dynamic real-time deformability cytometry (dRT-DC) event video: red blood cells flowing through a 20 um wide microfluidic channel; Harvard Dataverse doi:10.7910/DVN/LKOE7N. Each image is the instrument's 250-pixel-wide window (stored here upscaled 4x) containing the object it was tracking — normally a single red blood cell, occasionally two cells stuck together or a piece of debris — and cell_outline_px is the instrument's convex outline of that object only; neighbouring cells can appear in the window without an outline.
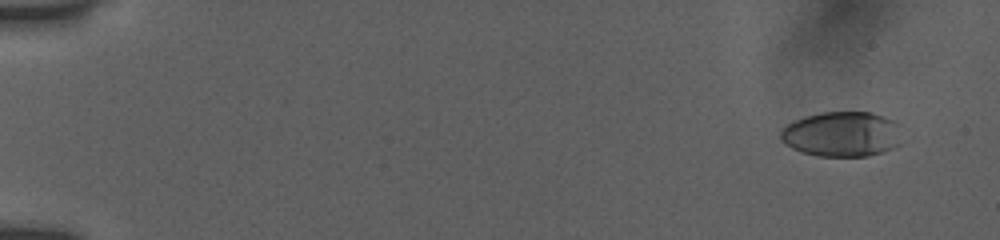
{"species": "human", "species_latin": "Homo sapiens", "temperature_condition": "room temperature", "stored_images_in_passage": 55, "camera_frame_rate_fps": 3000, "um_per_image_px": 0.085, "donor": {"sex": "female"}, "frame": {"image": 1, "passage_image": 4, "time_ms": 1.0, "image_size_px": [1000, 240], "cell_outline_px": [[900, 144], [884, 152], [868, 156], [816, 156], [800, 152], [784, 144], [780, 140], [780, 132], [788, 124], [796, 120], [820, 112], [872, 112], [896, 120], [900, 124]], "centroid_in_image_um": [71.59, 11.41], "position_along_channel_um": 13.4, "area_um2": 32.25}}
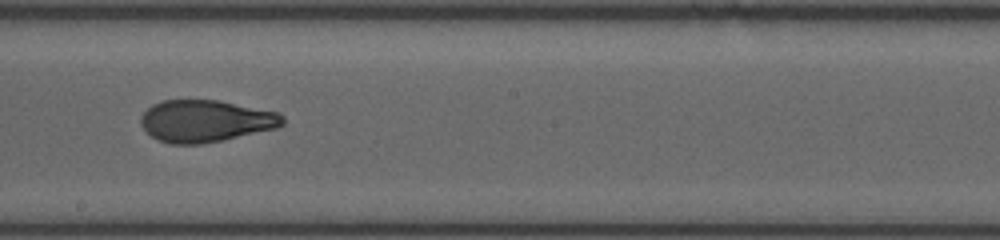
{"frame": {"image": 2, "passage_image": 33, "time_ms": 10.667, "image_size_px": [1000, 240], "cell_outline_px": [[284, 124], [276, 128], [220, 140], [200, 144], [168, 144], [156, 140], [140, 124], [140, 116], [152, 104], [160, 100], [220, 100], [280, 112], [284, 116]], "centroid_in_image_um": [17.46, 10.27], "position_along_channel_um": 230.7, "area_um2": 34.85}}
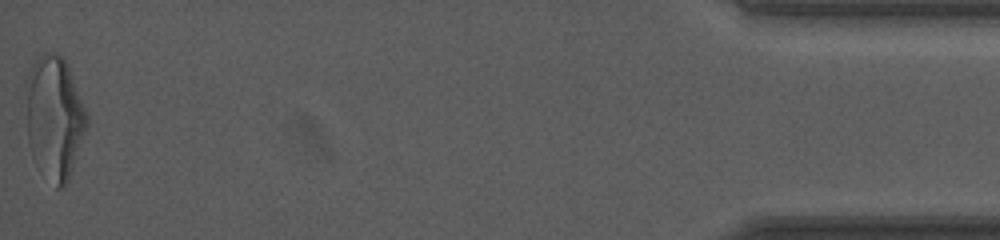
{"frame": {"image": 3, "passage_image": 55, "time_ms": 18.0, "image_size_px": [1000, 240], "cell_outline_px": [[88, 124], [68, 180], [64, 188], [56, 188], [32, 160], [28, 144], [24, 84], [28, 72], [32, 64], [44, 52], [56, 52], [64, 60], [68, 68], [88, 112]], "centroid_in_image_um": [4.59, 9.99], "position_along_channel_um": 430.6, "area_um2": 44.16}, "authors_computed_cell_mechanics": {"area_um2": 34.7378, "velocity_mm_per_s": 3.8856, "shape_relaxation_time_tau1_ms": 4.4852, "shape_relaxation_time_tau2_ms": 1.4997, "deformation_change_tau1": 0.213, "deformation_change_tau2": 0.0824}}